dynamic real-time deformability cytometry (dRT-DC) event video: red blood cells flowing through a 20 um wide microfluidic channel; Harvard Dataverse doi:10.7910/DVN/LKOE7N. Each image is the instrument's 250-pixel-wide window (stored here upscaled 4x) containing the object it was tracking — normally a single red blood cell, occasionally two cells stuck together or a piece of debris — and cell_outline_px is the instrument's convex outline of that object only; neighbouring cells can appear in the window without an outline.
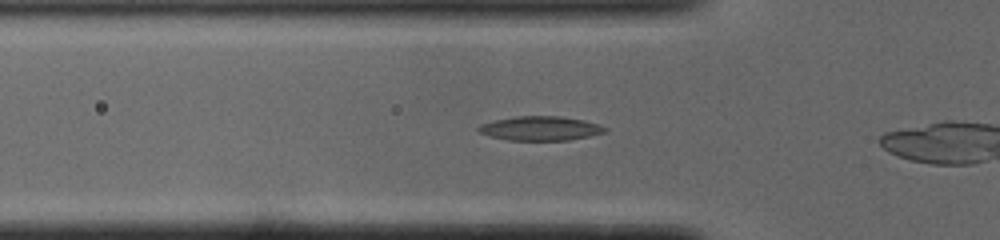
{"species": "common noctule bat (a hibernating species)", "species_latin": "Nyctalus noctula", "temperature_condition": "cold", "stored_images_in_passage": 15, "camera_frame_rate_fps": 3000, "um_per_image_px": 0.085, "animal": {"sex": "male", "body_mass_g": 19.0, "forearm_length_mm": 50.8}, "frame": {"image": 1, "passage_image": 3, "time_ms": 0.667, "image_size_px": [1000, 240], "cell_outline_px": [[608, 128], [604, 132], [588, 136], [568, 140], [508, 140], [492, 136], [480, 132], [476, 128], [480, 124], [496, 120], [516, 116], [560, 116], [584, 120]], "centroid_in_image_um": [45.92, 10.91], "position_along_channel_um": 79.9, "area_um2": 17.57}}
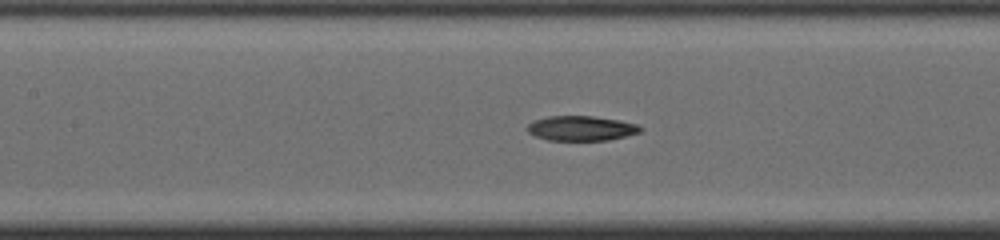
{"frame": {"image": 2, "passage_image": 9, "time_ms": 2.667, "image_size_px": [1000, 240], "cell_outline_px": [[644, 128], [640, 132], [608, 140], [548, 140], [536, 136], [528, 132], [528, 124], [536, 120], [548, 116], [592, 116], [620, 120], [636, 124]], "centroid_in_image_um": [49.42, 10.9], "position_along_channel_um": 158.0, "area_um2": 16.18}}
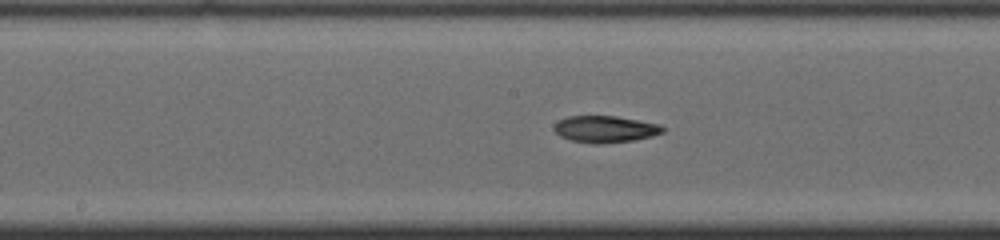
{"frame": {"image": 3, "passage_image": 12, "time_ms": 3.667, "image_size_px": [1000, 240], "cell_outline_px": [[664, 132], [652, 136], [632, 140], [600, 144], [592, 144], [572, 140], [560, 136], [552, 128], [560, 120], [568, 116], [616, 116], [660, 124], [664, 128]], "centroid_in_image_um": [51.44, 10.98], "position_along_channel_um": 196.8, "area_um2": 16.82}}